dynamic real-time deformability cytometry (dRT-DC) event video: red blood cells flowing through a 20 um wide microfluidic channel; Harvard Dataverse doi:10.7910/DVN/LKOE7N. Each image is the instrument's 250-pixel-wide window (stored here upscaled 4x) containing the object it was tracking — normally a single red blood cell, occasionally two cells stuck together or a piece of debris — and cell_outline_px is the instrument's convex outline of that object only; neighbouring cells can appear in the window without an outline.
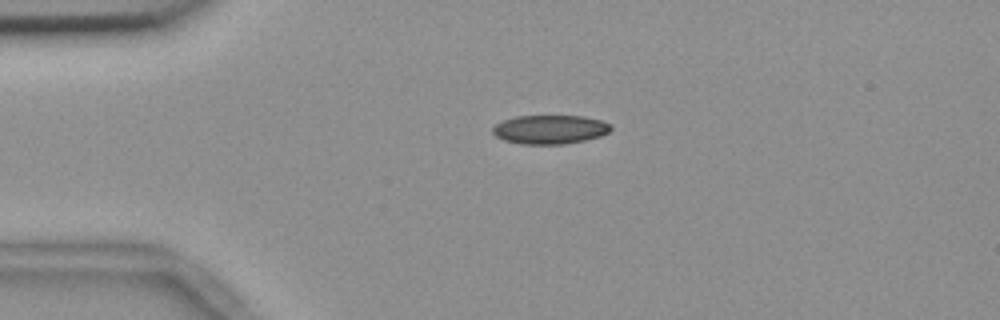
{"species": "common noctule bat (a hibernating species)", "species_latin": "Nyctalus noctula", "temperature_condition": "room temperature", "stored_images_in_passage": 35, "camera_frame_rate_fps": 3000, "um_per_image_px": 0.085, "animal": {"sex": "female", "body_mass_g": 18.4}, "frame": {"image": 1, "passage_image": 1, "time_ms": 0.0, "image_size_px": [1000, 320], "cell_outline_px": [[612, 128], [608, 132], [600, 136], [584, 140], [564, 144], [520, 144], [504, 140], [496, 136], [492, 132], [492, 128], [496, 124], [504, 120], [516, 116], [584, 116], [600, 120], [612, 124]], "centroid_in_image_um": [46.75, 11.0], "position_along_channel_um": 38.3, "area_um2": 19.88}}
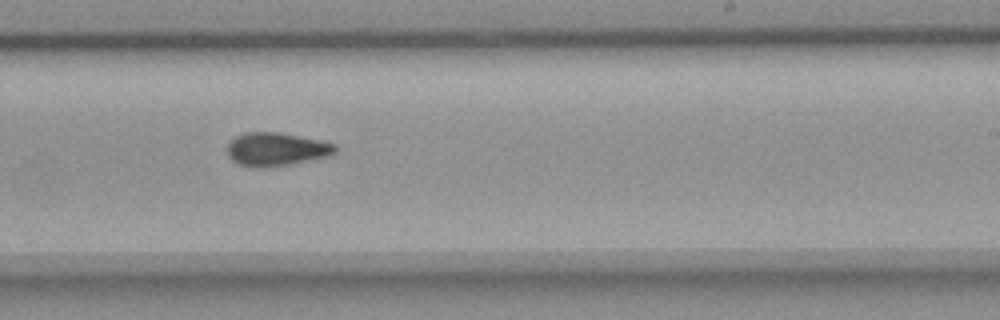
{"frame": {"image": 2, "passage_image": 22, "time_ms": 7.0, "image_size_px": [1000, 320], "cell_outline_px": [[336, 152], [328, 156], [292, 164], [260, 168], [240, 164], [232, 160], [228, 156], [228, 144], [236, 136], [244, 132], [280, 132], [320, 140], [336, 144]], "centroid_in_image_um": [23.49, 12.68], "position_along_channel_um": 265.5, "area_um2": 20.92}}
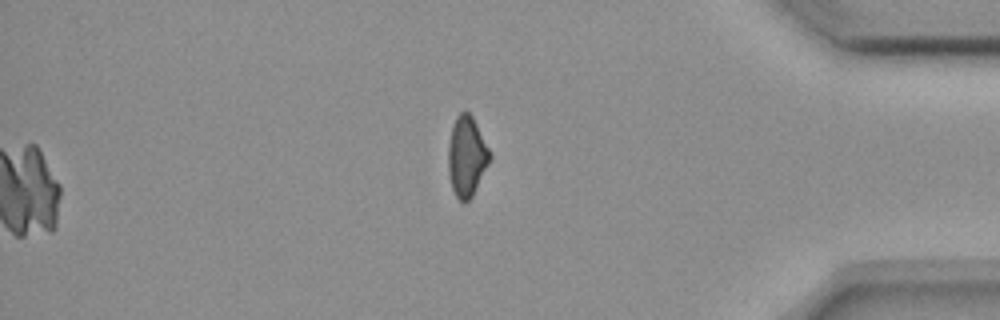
{"frame": {"image": 3, "passage_image": 35, "time_ms": 11.333, "image_size_px": [1000, 320], "cell_outline_px": [[492, 156], [472, 196], [468, 200], [460, 200], [456, 196], [452, 188], [448, 172], [448, 144], [452, 128], [456, 116], [464, 108], [472, 116]], "centroid_in_image_um": [39.65, 13.26], "position_along_channel_um": 395.6, "area_um2": 19.13}, "authors_computed_cell_mechanics": {"area_um2": 20.6924, "velocity_mm_per_s": 3.6837, "shape_relaxation_time_tau1_ms": null, "shape_relaxation_time_tau2_ms": 3.2885, "deformation_change_tau1": null, "deformation_change_tau2": 0.0738}}